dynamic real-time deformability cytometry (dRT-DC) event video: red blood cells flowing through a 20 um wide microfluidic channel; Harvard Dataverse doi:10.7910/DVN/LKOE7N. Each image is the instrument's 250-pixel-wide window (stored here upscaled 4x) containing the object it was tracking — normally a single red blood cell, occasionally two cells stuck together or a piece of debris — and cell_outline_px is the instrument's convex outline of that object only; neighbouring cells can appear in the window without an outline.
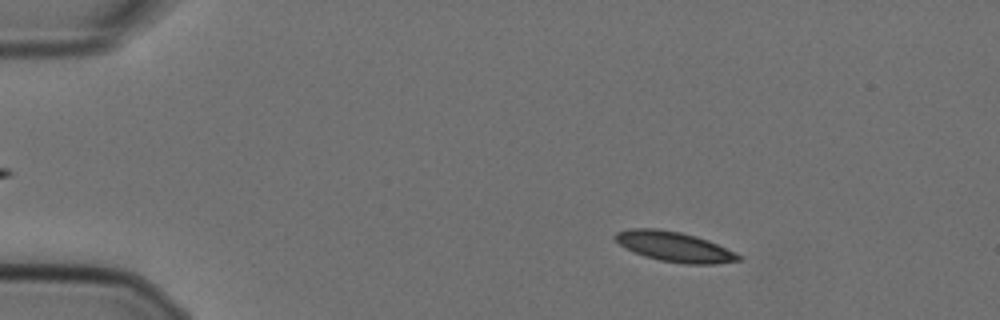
{"species": "Egyptian fruit bat (a non-hibernating species)", "species_latin": "Rousettus aegyptiacus", "temperature_condition": "cold", "stored_images_in_passage": 22, "camera_frame_rate_fps": 3000, "um_per_image_px": 0.085, "animal": {"sex": "female"}, "frame": {"image": 1, "passage_image": 9, "time_ms": 2.667, "image_size_px": [1000, 320], "cell_outline_px": [[744, 256], [740, 260], [716, 264], [688, 264], [660, 260], [644, 256], [632, 252], [620, 244], [612, 236], [616, 232], [632, 228], [656, 228], [680, 232], [696, 236], [708, 240], [736, 252]], "centroid_in_image_um": [57.33, 20.97], "position_along_channel_um": 27.7, "area_um2": 21.62}}
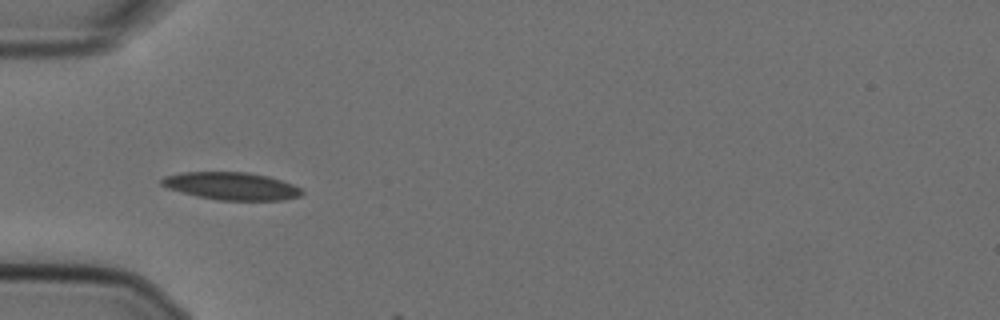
{"frame": {"image": 2, "passage_image": 18, "time_ms": 5.667, "image_size_px": [1000, 320], "cell_outline_px": [[304, 192], [300, 196], [284, 200], [216, 200], [196, 196], [168, 188], [160, 184], [160, 180], [164, 176], [180, 172], [248, 172], [268, 176], [292, 184], [300, 188]], "centroid_in_image_um": [19.65, 15.81], "position_along_channel_um": 65.3, "area_um2": 22.6}}
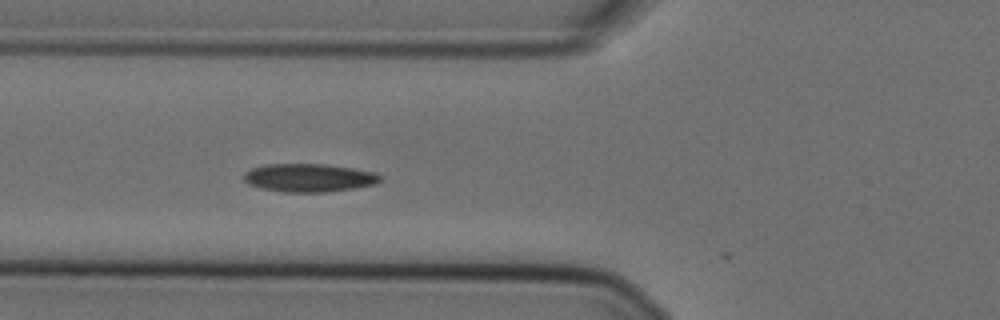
{"frame": {"image": 3, "passage_image": 21, "time_ms": 6.667, "image_size_px": [1000, 320], "cell_outline_px": [[380, 180], [376, 184], [328, 192], [284, 192], [260, 188], [248, 184], [244, 180], [244, 172], [252, 168], [268, 164], [328, 164], [376, 172], [380, 176]], "centroid_in_image_um": [26.25, 15.11], "position_along_channel_um": 99.6, "area_um2": 22.43}}